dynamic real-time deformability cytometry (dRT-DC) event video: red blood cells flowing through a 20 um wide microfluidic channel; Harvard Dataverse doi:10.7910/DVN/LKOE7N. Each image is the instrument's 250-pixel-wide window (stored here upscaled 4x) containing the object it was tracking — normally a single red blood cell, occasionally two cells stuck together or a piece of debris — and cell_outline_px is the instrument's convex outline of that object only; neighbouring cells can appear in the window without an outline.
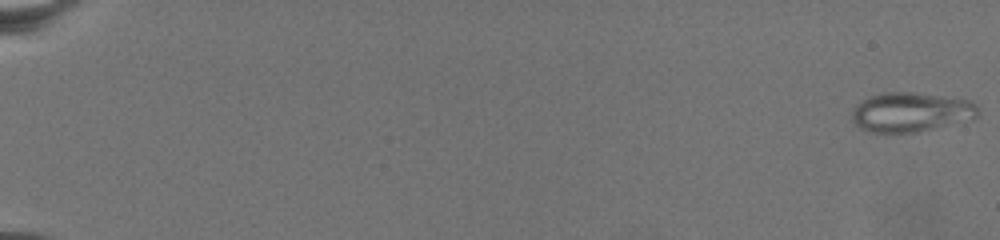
{"species": "common noctule bat (a hibernating species)", "species_latin": "Nyctalus noctula", "temperature_condition": "warm", "stored_images_in_passage": 76, "camera_frame_rate_fps": 3000, "um_per_image_px": 0.085, "animal": {"sex": "female", "body_mass_g": 19.5, "forearm_length_mm": 54.1}, "frame": {"image": 1, "passage_image": 1, "time_ms": 0.0, "image_size_px": [1000, 240], "cell_outline_px": [[980, 112], [972, 120], [916, 132], [872, 132], [860, 128], [852, 120], [852, 112], [856, 104], [860, 100], [884, 92], [912, 92], [972, 100], [976, 104]], "centroid_in_image_um": [77.46, 9.52], "position_along_channel_um": 7.5, "area_um2": 29.07}}
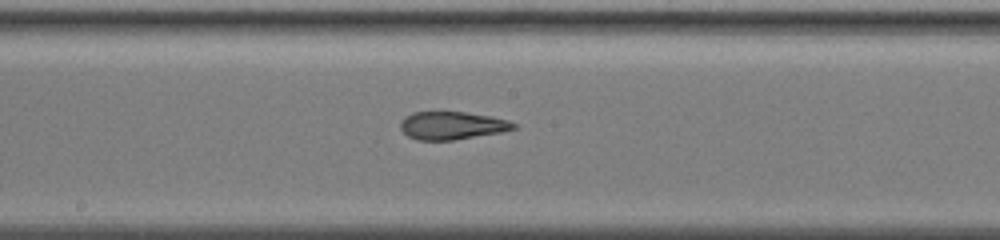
{"frame": {"image": 2, "passage_image": 45, "time_ms": 14.667, "image_size_px": [1000, 240], "cell_outline_px": [[516, 128], [500, 132], [452, 140], [416, 140], [408, 136], [400, 128], [400, 120], [404, 116], [412, 112], [464, 112], [492, 116], [508, 120], [516, 124]], "centroid_in_image_um": [38.38, 10.66], "position_along_channel_um": 209.8, "area_um2": 18.38}}
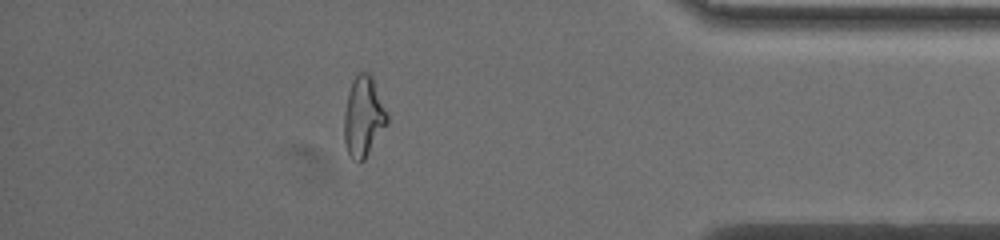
{"frame": {"image": 3, "passage_image": 68, "time_ms": 22.333, "image_size_px": [1000, 240], "cell_outline_px": [[388, 120], [364, 160], [360, 164], [352, 160], [348, 152], [344, 140], [344, 112], [348, 92], [352, 80], [360, 72], [368, 72], [372, 76], [388, 116]], "centroid_in_image_um": [30.86, 9.92], "position_along_channel_um": 404.3, "area_um2": 19.83}}